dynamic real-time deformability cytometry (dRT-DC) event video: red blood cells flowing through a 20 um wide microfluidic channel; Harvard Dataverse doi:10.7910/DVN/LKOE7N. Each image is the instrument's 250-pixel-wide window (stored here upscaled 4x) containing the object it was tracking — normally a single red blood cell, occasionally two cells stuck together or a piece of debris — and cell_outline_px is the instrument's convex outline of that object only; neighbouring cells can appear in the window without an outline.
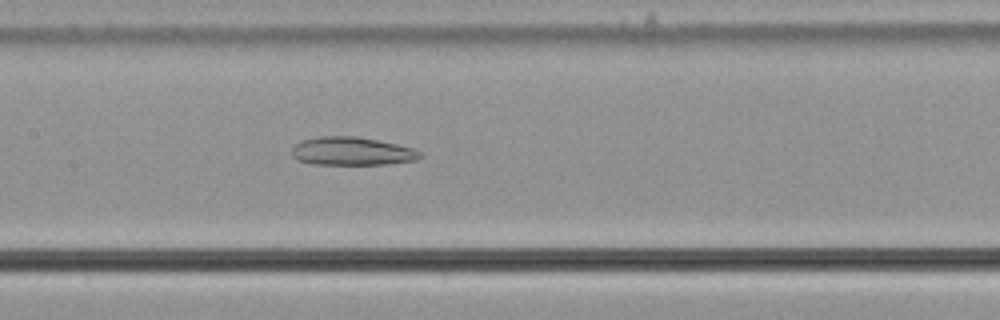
{"species": "common noctule bat (a hibernating species)", "species_latin": "Nyctalus noctula", "temperature_condition": "cold", "stored_images_in_passage": 55, "camera_frame_rate_fps": 3000, "um_per_image_px": 0.085, "animal": {"sex": "male", "body_mass_g": 21.5, "forearm_length_mm": 52.0}, "frame": {"image": 1, "passage_image": 26, "time_ms": 8.333, "image_size_px": [1000, 320], "cell_outline_px": [[420, 156], [416, 160], [388, 164], [312, 164], [300, 160], [292, 156], [292, 148], [300, 140], [320, 136], [356, 136], [396, 144], [412, 148], [420, 152]], "centroid_in_image_um": [29.88, 12.85], "position_along_channel_um": 177.5, "area_um2": 20.92}}
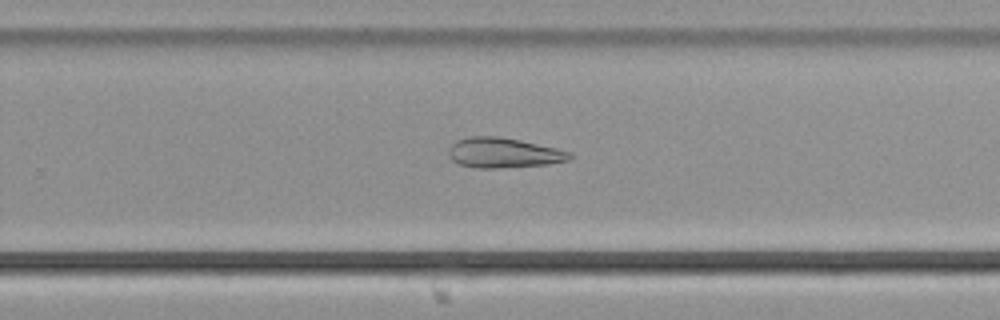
{"frame": {"image": 2, "passage_image": 35, "time_ms": 11.333, "image_size_px": [1000, 320], "cell_outline_px": [[572, 156], [568, 160], [548, 164], [496, 168], [472, 168], [460, 164], [452, 160], [448, 156], [448, 148], [456, 140], [468, 136], [500, 136], [520, 140], [556, 148], [572, 152]], "centroid_in_image_um": [42.76, 12.98], "position_along_channel_um": 287.0, "area_um2": 21.33}}
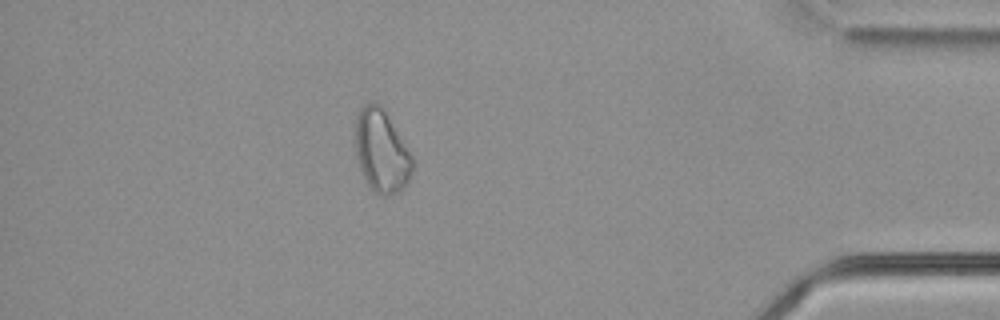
{"frame": {"image": 3, "passage_image": 48, "time_ms": 15.667, "image_size_px": [1000, 320], "cell_outline_px": [[416, 164], [404, 188], [396, 192], [384, 196], [380, 196], [364, 180], [360, 168], [356, 152], [356, 116], [360, 108], [364, 104], [380, 104], [412, 152]], "centroid_in_image_um": [32.47, 12.86], "position_along_channel_um": 402.7, "area_um2": 27.63}, "authors_computed_cell_mechanics": {"area_um2": 27.1082, "velocity_mm_per_s": 3.663, "shape_relaxation_time_tau1_ms": null, "shape_relaxation_time_tau2_ms": 2.0188, "deformation_change_tau1": null, "deformation_change_tau2": 0.0985}}